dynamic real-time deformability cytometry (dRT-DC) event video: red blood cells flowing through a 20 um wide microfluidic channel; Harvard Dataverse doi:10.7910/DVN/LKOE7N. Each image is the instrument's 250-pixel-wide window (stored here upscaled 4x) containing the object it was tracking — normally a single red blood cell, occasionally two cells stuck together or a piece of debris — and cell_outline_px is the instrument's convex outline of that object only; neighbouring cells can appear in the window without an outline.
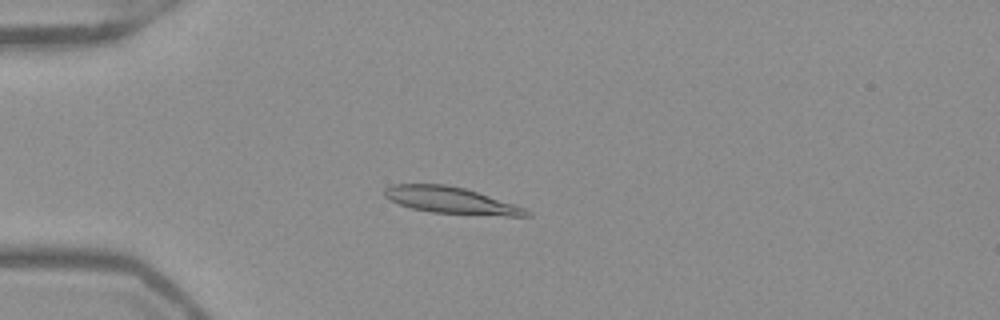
{"species": "Egyptian fruit bat (a non-hibernating species)", "species_latin": "Rousettus aegyptiacus", "temperature_condition": "warm", "stored_images_in_passage": 48, "camera_frame_rate_fps": 3000, "um_per_image_px": 0.085, "frame": {"image": 1, "passage_image": 10, "time_ms": 3.0, "image_size_px": [1000, 320], "cell_outline_px": [[532, 216], [504, 216], [432, 212], [412, 208], [400, 204], [384, 196], [384, 188], [392, 184], [444, 184], [464, 188], [524, 208], [532, 212]], "centroid_in_image_um": [38.32, 17.03], "position_along_channel_um": 46.7, "area_um2": 21.62}}
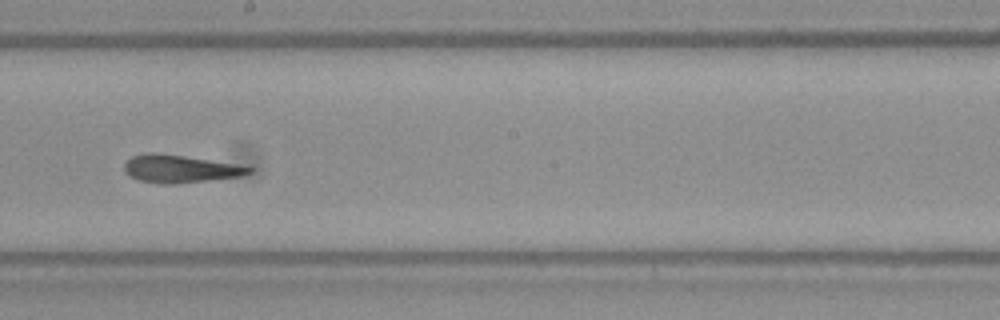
{"frame": {"image": 2, "passage_image": 26, "time_ms": 8.333, "image_size_px": [1000, 320], "cell_outline_px": [[252, 172], [240, 176], [176, 184], [164, 184], [140, 180], [128, 176], [124, 172], [124, 164], [132, 156], [148, 152], [152, 152], [184, 156], [236, 164], [252, 168]], "centroid_in_image_um": [15.25, 14.35], "position_along_channel_um": 232.9, "area_um2": 19.94}}
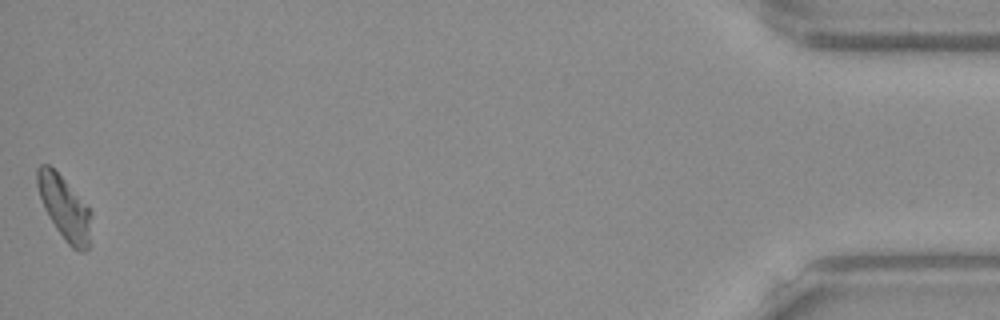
{"frame": {"image": 3, "passage_image": 48, "time_ms": 15.667, "image_size_px": [1000, 320], "cell_outline_px": [[92, 216], [88, 248], [84, 252], [80, 252], [72, 248], [68, 244], [56, 228], [48, 216], [44, 208], [36, 184], [36, 168], [40, 164], [48, 164], [88, 204], [92, 212]], "centroid_in_image_um": [5.49, 17.67], "position_along_channel_um": 429.7, "area_um2": 20.06}, "authors_computed_cell_mechanics": {"area_um2": 20.3745, "velocity_mm_per_s": 3.9155, "shape_relaxation_time_tau1_ms": null, "shape_relaxation_time_tau2_ms": 5.21, "deformation_change_tau1": null, "deformation_change_tau2": 0.1763}}